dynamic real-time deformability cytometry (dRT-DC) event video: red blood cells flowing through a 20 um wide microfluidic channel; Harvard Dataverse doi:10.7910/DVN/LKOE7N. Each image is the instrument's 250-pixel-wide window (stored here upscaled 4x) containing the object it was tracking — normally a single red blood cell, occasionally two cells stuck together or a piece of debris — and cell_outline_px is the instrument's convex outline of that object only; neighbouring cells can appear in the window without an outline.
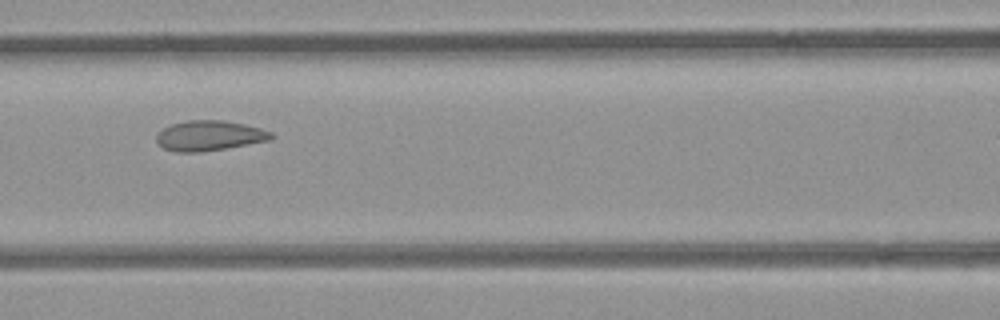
{"species": "common noctule bat (a hibernating species)", "species_latin": "Nyctalus noctula", "temperature_condition": "room temperature", "stored_images_in_passage": 9, "camera_frame_rate_fps": 3000, "um_per_image_px": 0.085, "animal": {"sex": "female", "body_mass_g": 21.9}, "frame": {"image": 1, "passage_image": 7, "time_ms": 7.667, "image_size_px": [1000, 320], "cell_outline_px": [[276, 136], [272, 140], [200, 152], [176, 152], [164, 148], [156, 140], [156, 132], [172, 124], [188, 120], [224, 120], [244, 124], [260, 128], [272, 132]], "centroid_in_image_um": [17.81, 11.52], "position_along_channel_um": 148.8, "area_um2": 20.17}}